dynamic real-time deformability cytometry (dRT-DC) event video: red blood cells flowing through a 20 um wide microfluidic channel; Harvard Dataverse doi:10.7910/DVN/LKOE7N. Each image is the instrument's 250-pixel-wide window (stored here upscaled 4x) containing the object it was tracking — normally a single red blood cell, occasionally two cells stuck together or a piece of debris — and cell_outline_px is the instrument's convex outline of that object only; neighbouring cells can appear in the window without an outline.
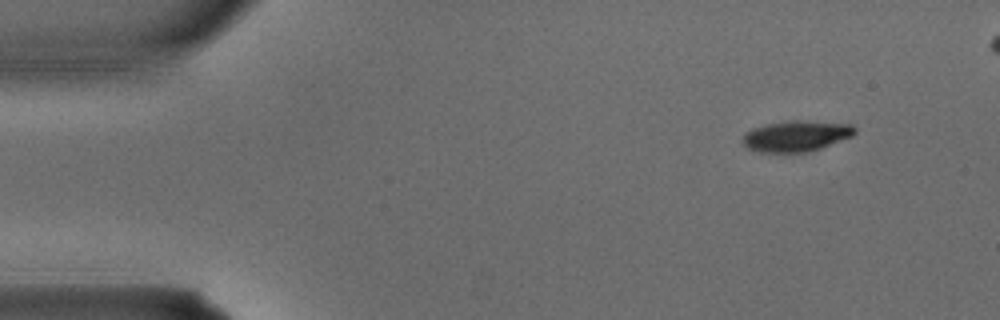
{"species": "common noctule bat (a hibernating species)", "species_latin": "Nyctalus noctula", "temperature_condition": "warm", "stored_images_in_passage": 5, "camera_frame_rate_fps": 3000, "um_per_image_px": 0.085, "animal": {"sex": "male", "body_mass_g": 15.6}, "frame": {"image": 1, "passage_image": 1, "time_ms": 0.0, "image_size_px": [1000, 320], "cell_outline_px": [[856, 132], [852, 136], [820, 148], [804, 152], [760, 152], [748, 148], [740, 140], [744, 132], [752, 128], [768, 124], [792, 120], [796, 120], [852, 124], [856, 128]], "centroid_in_image_um": [67.64, 11.56], "position_along_channel_um": 17.4, "area_um2": 20.06}}
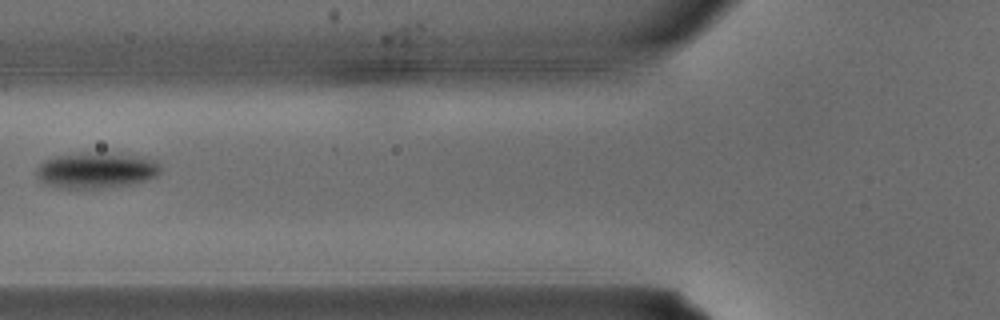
{"frame": {"image": 2, "passage_image": 4, "time_ms": 1.0, "image_size_px": [1000, 320], "cell_outline_px": [[160, 172], [156, 176], [148, 180], [132, 184], [104, 188], [56, 188], [44, 184], [36, 180], [36, 168], [44, 160], [56, 156], [80, 152], [144, 156], [156, 160], [160, 164]], "centroid_in_image_um": [8.15, 14.49], "position_along_channel_um": 117.7, "area_um2": 26.36}}